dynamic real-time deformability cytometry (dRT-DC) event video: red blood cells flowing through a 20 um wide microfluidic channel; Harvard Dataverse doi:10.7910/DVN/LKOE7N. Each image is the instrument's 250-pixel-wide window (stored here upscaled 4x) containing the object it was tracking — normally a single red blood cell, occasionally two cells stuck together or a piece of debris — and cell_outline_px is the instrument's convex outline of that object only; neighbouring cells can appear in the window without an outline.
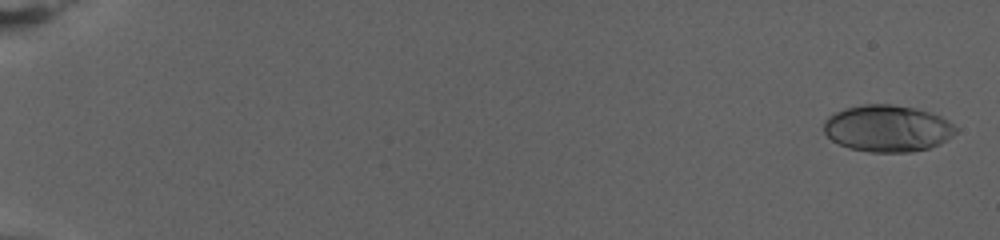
{"species": "human", "species_latin": "Homo sapiens", "temperature_condition": "warm", "stored_images_in_passage": 70, "camera_frame_rate_fps": 3000, "um_per_image_px": 0.085, "donor": {"sex": "female"}, "frame": {"image": 1, "passage_image": 1, "time_ms": 0.0, "image_size_px": [1000, 240], "cell_outline_px": [[956, 132], [952, 136], [928, 148], [908, 152], [872, 152], [848, 148], [832, 140], [824, 132], [824, 120], [828, 116], [836, 112], [848, 108], [864, 104], [888, 104], [916, 108], [940, 116], [952, 124], [956, 128]], "centroid_in_image_um": [75.4, 10.91], "position_along_channel_um": 9.6, "area_um2": 35.49}}
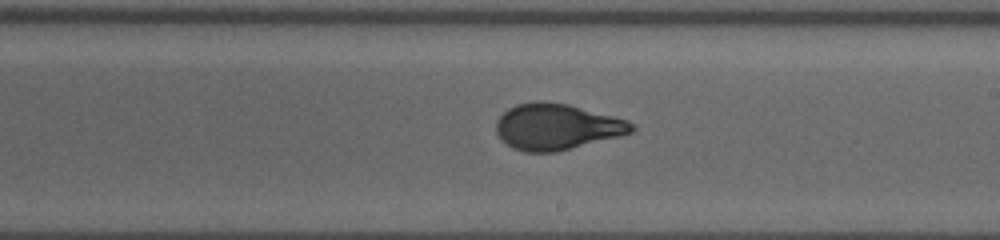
{"frame": {"image": 2, "passage_image": 40, "time_ms": 13.0, "image_size_px": [1000, 240], "cell_outline_px": [[636, 128], [632, 132], [620, 136], [556, 152], [524, 152], [512, 148], [496, 132], [496, 120], [508, 108], [516, 104], [540, 100], [568, 104], [628, 120], [636, 124]], "centroid_in_image_um": [47.34, 10.77], "position_along_channel_um": 241.7, "area_um2": 36.36}}
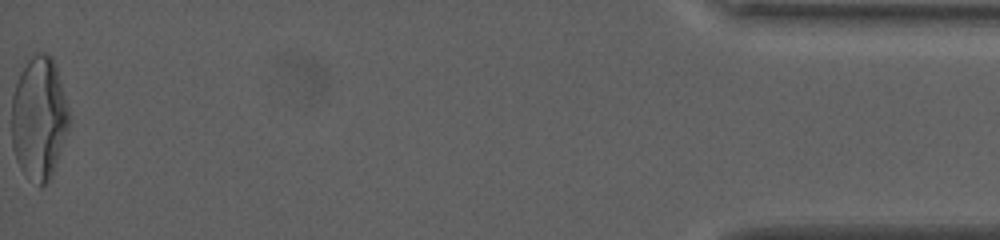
{"frame": {"image": 3, "passage_image": 70, "time_ms": 23.0, "image_size_px": [1000, 240], "cell_outline_px": [[68, 132], [52, 172], [48, 180], [40, 188], [20, 168], [16, 160], [12, 148], [12, 96], [20, 72], [28, 60], [36, 52], [44, 52], [52, 56], [56, 64], [68, 108]], "centroid_in_image_um": [3.3, 10.01], "position_along_channel_um": 431.9, "area_um2": 40.98}, "authors_computed_cell_mechanics": {"area_um2": 35.7782, "velocity_mm_per_s": 2.7428, "shape_relaxation_time_tau1_ms": 7.8003, "shape_relaxation_time_tau2_ms": null, "deformation_change_tau1": 0.2576, "deformation_change_tau2": null}}